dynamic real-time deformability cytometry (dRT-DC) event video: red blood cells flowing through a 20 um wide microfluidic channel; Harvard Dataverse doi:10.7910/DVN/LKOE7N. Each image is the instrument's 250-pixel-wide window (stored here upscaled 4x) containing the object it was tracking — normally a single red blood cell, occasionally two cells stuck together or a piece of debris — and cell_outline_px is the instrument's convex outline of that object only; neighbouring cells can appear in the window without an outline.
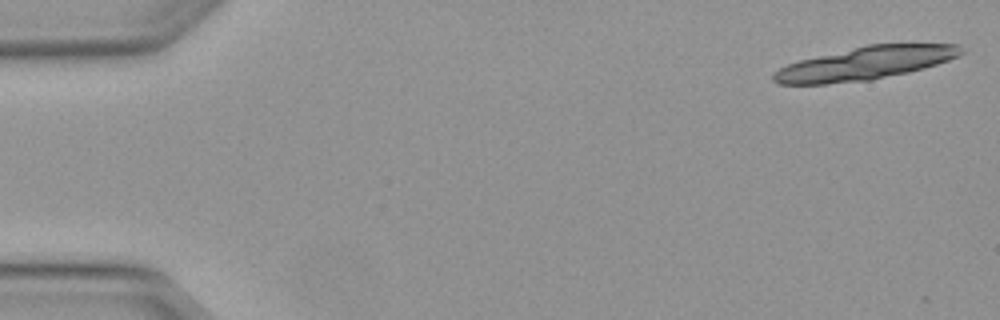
{"species": "Egyptian fruit bat (a non-hibernating species)", "species_latin": "Rousettus aegyptiacus", "temperature_condition": "warm", "stored_images_in_passage": 36, "camera_frame_rate_fps": 3000, "um_per_image_px": 0.085, "animal": {"sex": "female"}, "frame": {"image": 1, "passage_image": 1, "time_ms": 0.0, "image_size_px": [1000, 320], "cell_outline_px": [[964, 52], [948, 60], [924, 68], [908, 72], [872, 80], [824, 84], [780, 84], [772, 80], [772, 76], [780, 68], [788, 64], [800, 60], [868, 44], [960, 44]], "centroid_in_image_um": [73.55, 5.38], "position_along_channel_um": 11.4, "area_um2": 35.78}}